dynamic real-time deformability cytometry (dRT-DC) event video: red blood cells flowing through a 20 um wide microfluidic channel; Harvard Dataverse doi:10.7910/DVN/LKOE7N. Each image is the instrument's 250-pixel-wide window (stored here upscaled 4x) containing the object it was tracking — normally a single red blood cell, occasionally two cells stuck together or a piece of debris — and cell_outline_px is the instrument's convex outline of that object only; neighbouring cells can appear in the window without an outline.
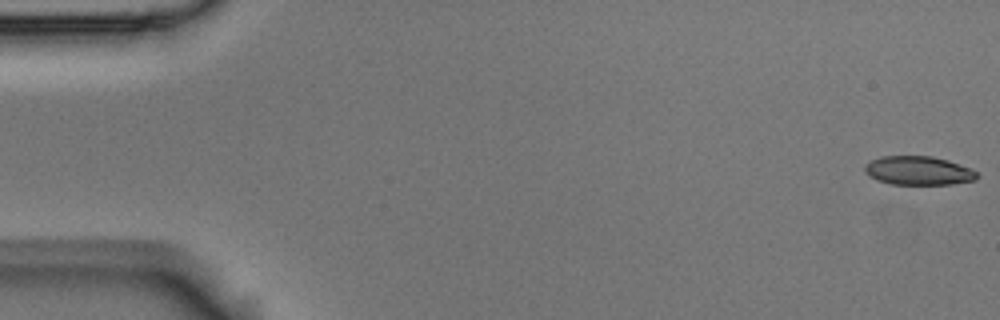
{"species": "Egyptian fruit bat (a non-hibernating species)", "species_latin": "Rousettus aegyptiacus", "temperature_condition": "room temperature", "stored_images_in_passage": 54, "camera_frame_rate_fps": 3000, "um_per_image_px": 0.085, "animal": {"sex": "male"}, "frame": {"image": 1, "passage_image": 1, "time_ms": 0.0, "image_size_px": [1000, 320], "cell_outline_px": [[980, 176], [976, 180], [952, 184], [892, 184], [876, 180], [864, 172], [864, 164], [880, 156], [932, 156], [948, 160], [972, 168]], "centroid_in_image_um": [78.08, 14.5], "position_along_channel_um": 6.9, "area_um2": 19.02}}
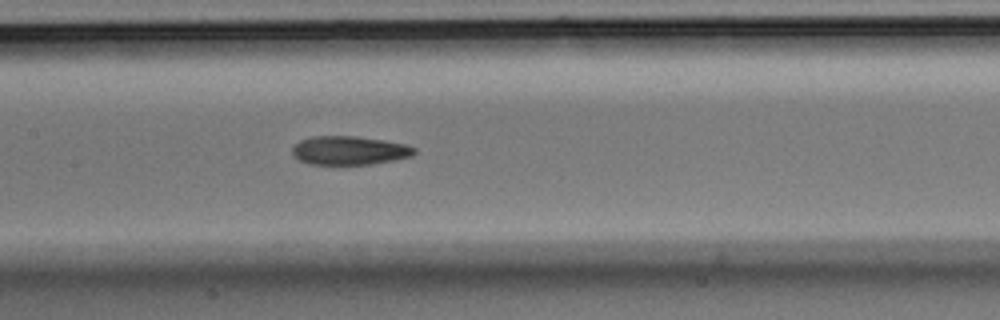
{"frame": {"image": 2, "passage_image": 26, "time_ms": 8.333, "image_size_px": [1000, 320], "cell_outline_px": [[416, 152], [412, 156], [396, 160], [372, 164], [340, 168], [308, 164], [292, 156], [292, 148], [300, 140], [312, 136], [356, 136], [384, 140], [408, 144], [416, 148]], "centroid_in_image_um": [29.69, 12.84], "position_along_channel_um": 177.7, "area_um2": 21.56}}
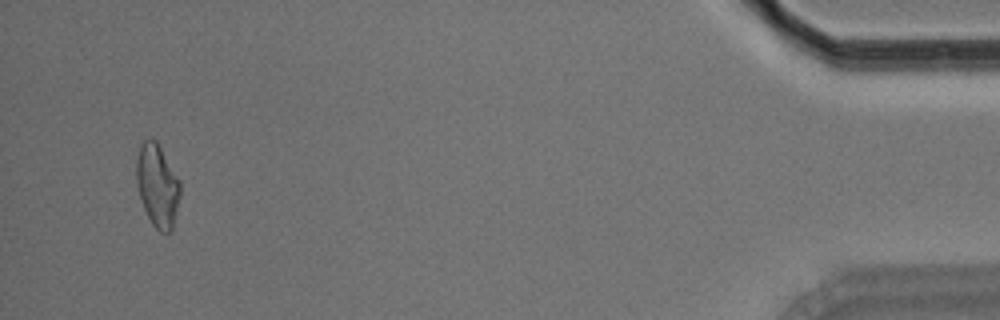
{"frame": {"image": 3, "passage_image": 52, "time_ms": 17.0, "image_size_px": [1000, 320], "cell_outline_px": [[180, 196], [172, 232], [160, 232], [152, 224], [144, 208], [140, 196], [136, 180], [136, 160], [140, 144], [144, 140], [156, 140], [180, 180]], "centroid_in_image_um": [13.39, 15.78], "position_along_channel_um": 421.8, "area_um2": 21.04}, "authors_computed_cell_mechanics": {"area_um2": 20.6635, "velocity_mm_per_s": 3.7378, "shape_relaxation_time_tau1_ms": 6.8268, "shape_relaxation_time_tau2_ms": 3.2938, "deformation_change_tau1": 0.1891, "deformation_change_tau2": 0.1081}}